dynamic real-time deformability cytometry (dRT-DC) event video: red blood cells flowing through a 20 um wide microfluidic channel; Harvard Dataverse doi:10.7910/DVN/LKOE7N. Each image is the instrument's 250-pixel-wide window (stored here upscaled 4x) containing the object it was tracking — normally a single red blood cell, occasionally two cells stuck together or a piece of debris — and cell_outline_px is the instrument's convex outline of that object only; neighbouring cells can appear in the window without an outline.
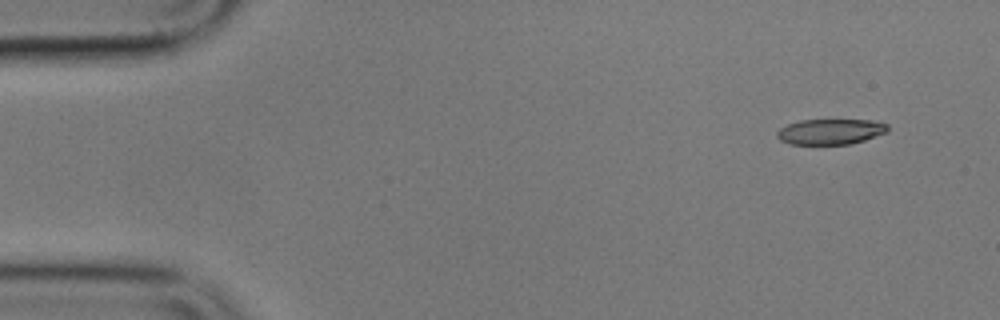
{"species": "common noctule bat (a hibernating species)", "species_latin": "Nyctalus noctula", "temperature_condition": "cold", "stored_images_in_passage": 53, "camera_frame_rate_fps": 3000, "um_per_image_px": 0.085, "animal": {"sex": "male", "body_mass_g": 17.9}, "frame": {"image": 1, "passage_image": 1, "time_ms": 0.0, "image_size_px": [1000, 320], "cell_outline_px": [[888, 132], [864, 140], [848, 144], [788, 144], [780, 140], [776, 136], [776, 132], [780, 128], [788, 124], [800, 120], [872, 120], [888, 124]], "centroid_in_image_um": [70.58, 11.19], "position_along_channel_um": 14.4, "area_um2": 16.47}}
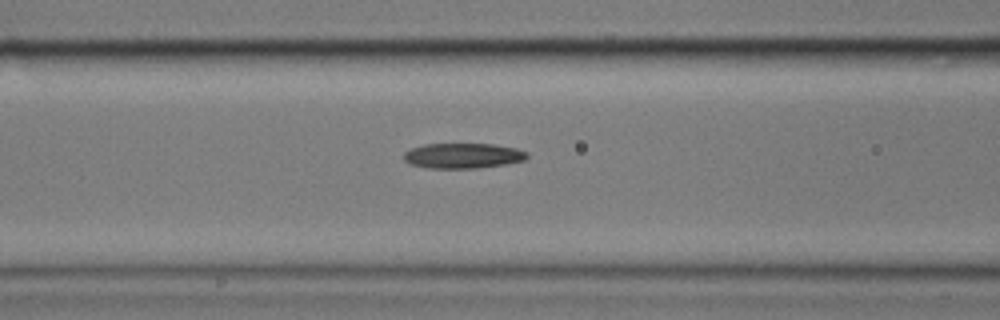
{"frame": {"image": 2, "passage_image": 19, "time_ms": 6.0, "image_size_px": [1000, 320], "cell_outline_px": [[528, 156], [524, 160], [504, 164], [476, 168], [424, 168], [408, 164], [404, 160], [404, 152], [412, 148], [424, 144], [492, 144], [516, 148], [528, 152]], "centroid_in_image_um": [39.31, 13.24], "position_along_channel_um": 127.3, "area_um2": 18.15}}
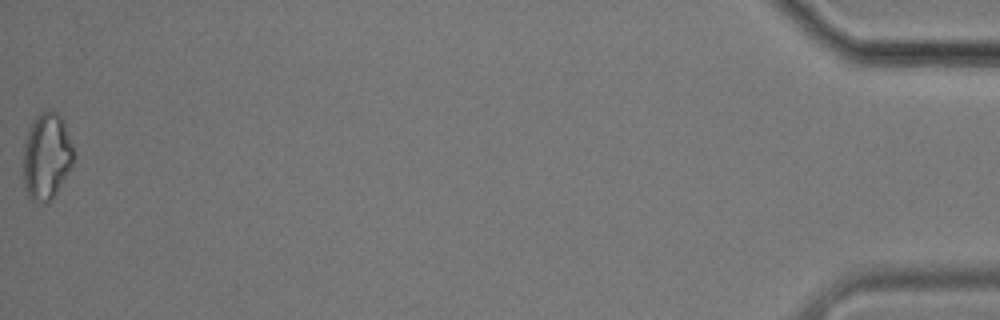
{"frame": {"image": 3, "passage_image": 53, "time_ms": 17.333, "image_size_px": [1000, 320], "cell_outline_px": [[76, 156], [72, 164], [56, 192], [48, 204], [36, 204], [28, 196], [24, 188], [24, 144], [28, 128], [36, 116], [40, 112], [56, 112], [64, 120]], "centroid_in_image_um": [3.96, 13.31], "position_along_channel_um": 431.2, "area_um2": 25.55}, "authors_computed_cell_mechanics": {"area_um2": 18.6116, "velocity_mm_per_s": 3.5442, "shape_relaxation_time_tau1_ms": 8.1757, "shape_relaxation_time_tau2_ms": 7.7895, "deformation_change_tau1": 0.1778, "deformation_change_tau2": 0.1813}}